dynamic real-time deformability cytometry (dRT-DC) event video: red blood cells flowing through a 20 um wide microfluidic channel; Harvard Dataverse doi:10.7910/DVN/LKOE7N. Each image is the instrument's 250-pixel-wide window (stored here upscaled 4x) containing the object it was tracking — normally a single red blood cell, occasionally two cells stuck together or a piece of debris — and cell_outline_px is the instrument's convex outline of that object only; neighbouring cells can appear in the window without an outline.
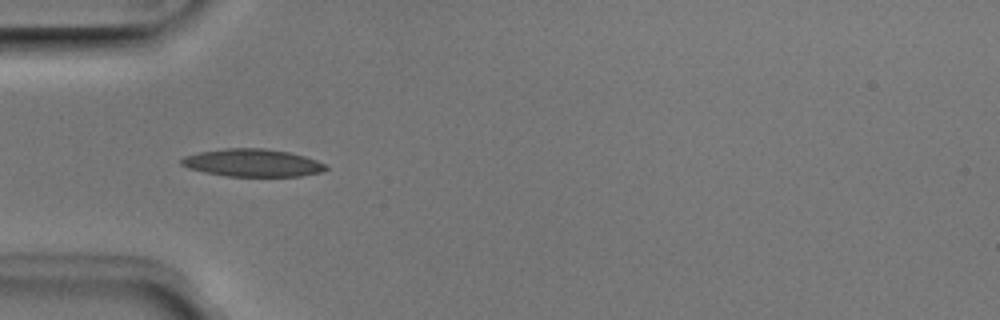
{"species": "Egyptian fruit bat (a non-hibernating species)", "species_latin": "Rousettus aegyptiacus", "temperature_condition": "room temperature", "stored_images_in_passage": 6, "camera_frame_rate_fps": 3000, "um_per_image_px": 0.085, "animal": {"sex": "male"}, "frame": {"image": 1, "passage_image": 5, "time_ms": 1.333, "image_size_px": [1000, 320], "cell_outline_px": [[328, 168], [320, 172], [300, 176], [224, 176], [204, 172], [188, 168], [180, 164], [180, 160], [184, 156], [200, 152], [224, 148], [264, 148], [288, 152], [304, 156], [316, 160], [324, 164]], "centroid_in_image_um": [21.42, 13.84], "position_along_channel_um": 63.6, "area_um2": 23.18}}